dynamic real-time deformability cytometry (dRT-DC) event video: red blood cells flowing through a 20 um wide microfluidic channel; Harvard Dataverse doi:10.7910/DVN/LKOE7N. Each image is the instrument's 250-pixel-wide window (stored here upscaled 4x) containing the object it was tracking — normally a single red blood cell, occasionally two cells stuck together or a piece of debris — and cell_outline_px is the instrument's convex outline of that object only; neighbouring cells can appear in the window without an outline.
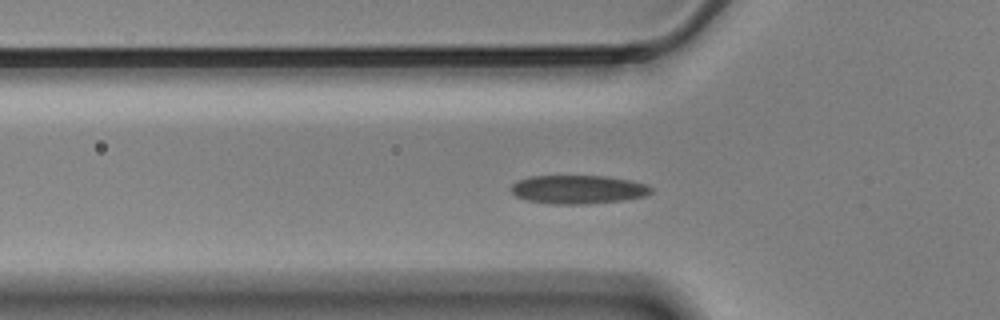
{"species": "Egyptian fruit bat (a non-hibernating species)", "species_latin": "Rousettus aegyptiacus", "temperature_condition": "cold", "stored_images_in_passage": 52, "camera_frame_rate_fps": 3000, "um_per_image_px": 0.085, "animal": {"sex": "male"}, "frame": {"image": 1, "passage_image": 12, "time_ms": 3.667, "image_size_px": [1000, 320], "cell_outline_px": [[652, 192], [644, 196], [624, 200], [588, 204], [552, 204], [524, 200], [516, 196], [512, 192], [512, 184], [516, 180], [532, 176], [608, 176], [628, 180], [644, 184], [652, 188]], "centroid_in_image_um": [49.1, 16.11], "position_along_channel_um": 76.7, "area_um2": 23.35}}
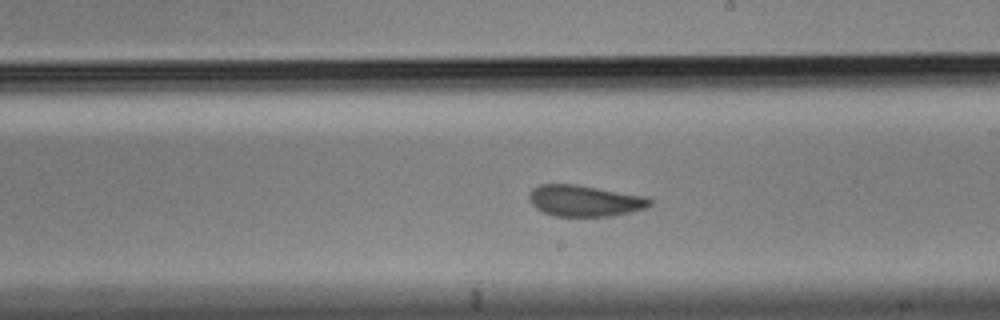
{"frame": {"image": 2, "passage_image": 26, "time_ms": 8.333, "image_size_px": [1000, 320], "cell_outline_px": [[652, 204], [648, 208], [632, 212], [612, 216], [552, 216], [536, 208], [532, 204], [528, 196], [528, 192], [532, 188], [540, 184], [576, 184], [640, 196], [652, 200]], "centroid_in_image_um": [49.66, 17.07], "position_along_channel_um": 239.3, "area_um2": 21.91}}
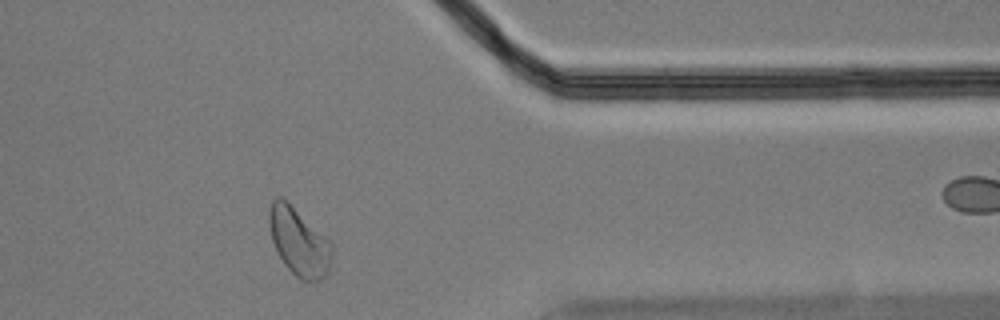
{"frame": {"image": 3, "passage_image": 40, "time_ms": 13.0, "image_size_px": [1000, 320], "cell_outline_px": [[332, 256], [328, 272], [320, 280], [300, 280], [284, 264], [272, 240], [268, 220], [268, 212], [272, 200], [276, 196], [280, 196], [328, 240], [332, 244]], "centroid_in_image_um": [25.39, 20.58], "position_along_channel_um": 386.0, "area_um2": 24.04}, "authors_computed_cell_mechanics": {"area_um2": 22.8888, "velocity_mm_per_s": 3.4687, "shape_relaxation_time_tau1_ms": 5.1412, "shape_relaxation_time_tau2_ms": 1.6944, "deformation_change_tau1": 0.1216, "deformation_change_tau2": 0.0705}}